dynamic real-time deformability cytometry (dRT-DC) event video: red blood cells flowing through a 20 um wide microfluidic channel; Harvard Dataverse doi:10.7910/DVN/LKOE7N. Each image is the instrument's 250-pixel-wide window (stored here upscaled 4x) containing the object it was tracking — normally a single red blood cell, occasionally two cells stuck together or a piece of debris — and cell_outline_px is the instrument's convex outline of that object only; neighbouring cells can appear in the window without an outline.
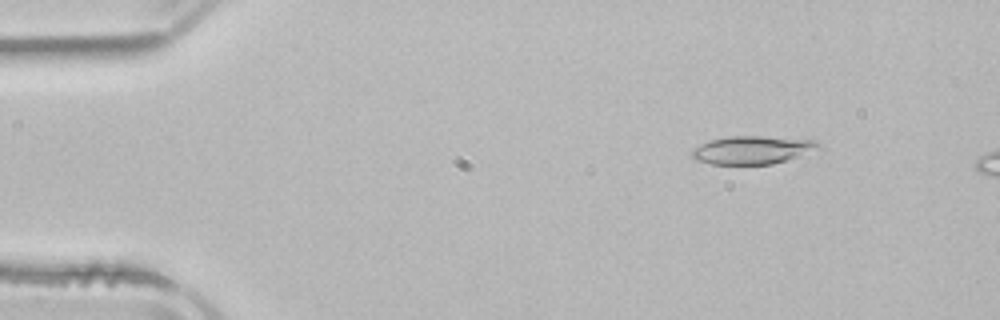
{"species": "common noctule bat (a hibernating species)", "species_latin": "Nyctalus noctula", "temperature_condition": "room temperature", "stored_images_in_passage": 4, "camera_frame_rate_fps": 3000, "um_per_image_px": 0.085, "animal": {"sex": "male", "body_mass_g": 21.5, "forearm_length_mm": 52.0}, "frame": {"image": 1, "passage_image": 2, "time_ms": 1.333, "image_size_px": [1000, 320], "cell_outline_px": [[824, 148], [772, 164], [712, 164], [696, 160], [692, 156], [692, 148], [708, 140], [728, 136], [760, 136], [816, 140]], "centroid_in_image_um": [63.96, 12.74], "position_along_channel_um": 21.0, "area_um2": 20.81}}